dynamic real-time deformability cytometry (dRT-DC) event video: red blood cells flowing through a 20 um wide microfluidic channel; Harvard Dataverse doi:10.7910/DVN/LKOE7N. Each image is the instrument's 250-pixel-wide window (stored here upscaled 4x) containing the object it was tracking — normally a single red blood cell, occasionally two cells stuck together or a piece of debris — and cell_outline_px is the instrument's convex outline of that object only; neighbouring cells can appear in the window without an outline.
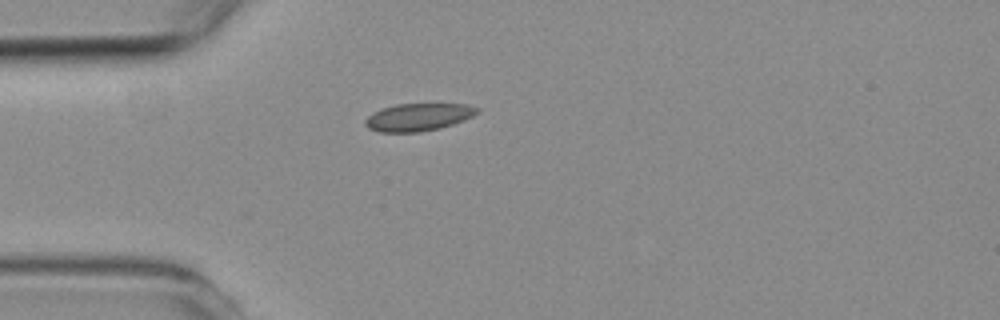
{"species": "common noctule bat (a hibernating species)", "species_latin": "Nyctalus noctula", "temperature_condition": "room temperature", "stored_images_in_passage": 1, "camera_frame_rate_fps": 3000, "um_per_image_px": 0.085, "animal": {"sex": "female", "body_mass_g": 19.3, "forearm_length_mm": 54.1}, "frame": {"image": 1, "passage_image": 1, "time_ms": 0.0, "image_size_px": [1000, 320], "cell_outline_px": [[480, 112], [464, 120], [440, 128], [420, 132], [380, 132], [368, 128], [364, 124], [364, 120], [372, 112], [380, 108], [396, 104], [464, 104], [480, 108]], "centroid_in_image_um": [35.53, 9.95], "position_along_channel_um": 49.5, "area_um2": 18.09}}